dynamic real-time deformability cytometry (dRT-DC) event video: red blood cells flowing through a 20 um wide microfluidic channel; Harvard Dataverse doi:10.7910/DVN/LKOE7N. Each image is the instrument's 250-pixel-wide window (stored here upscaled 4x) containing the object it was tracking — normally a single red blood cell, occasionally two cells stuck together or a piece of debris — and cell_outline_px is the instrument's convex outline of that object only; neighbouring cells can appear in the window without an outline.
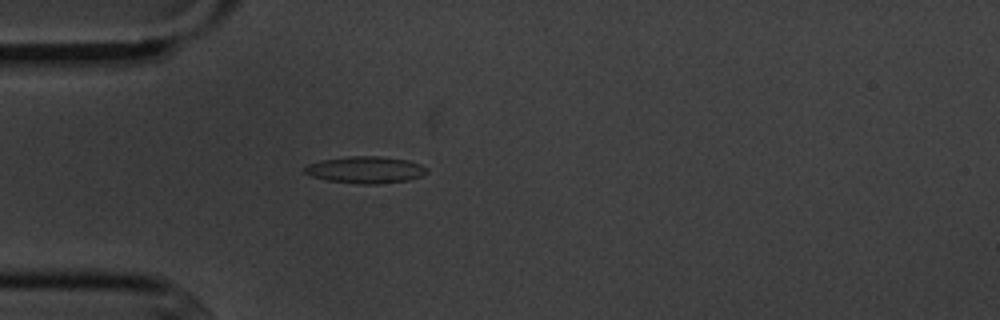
{"species": "common noctule bat (a hibernating species)", "species_latin": "Nyctalus noctula", "temperature_condition": "cold", "stored_images_in_passage": 3, "camera_frame_rate_fps": 3000, "um_per_image_px": 0.085, "animal": {"sex": "male", "body_mass_g": 20.1, "forearm_length_mm": 53.5}, "frame": {"image": 1, "passage_image": 3, "time_ms": 2.333, "image_size_px": [1000, 320], "cell_outline_px": [[428, 172], [420, 176], [408, 180], [376, 184], [360, 184], [328, 180], [312, 176], [304, 172], [304, 168], [308, 164], [320, 160], [348, 156], [376, 156], [408, 160], [420, 164], [428, 168]], "centroid_in_image_um": [31.07, 14.43], "position_along_channel_um": 53.9, "area_um2": 19.02}}